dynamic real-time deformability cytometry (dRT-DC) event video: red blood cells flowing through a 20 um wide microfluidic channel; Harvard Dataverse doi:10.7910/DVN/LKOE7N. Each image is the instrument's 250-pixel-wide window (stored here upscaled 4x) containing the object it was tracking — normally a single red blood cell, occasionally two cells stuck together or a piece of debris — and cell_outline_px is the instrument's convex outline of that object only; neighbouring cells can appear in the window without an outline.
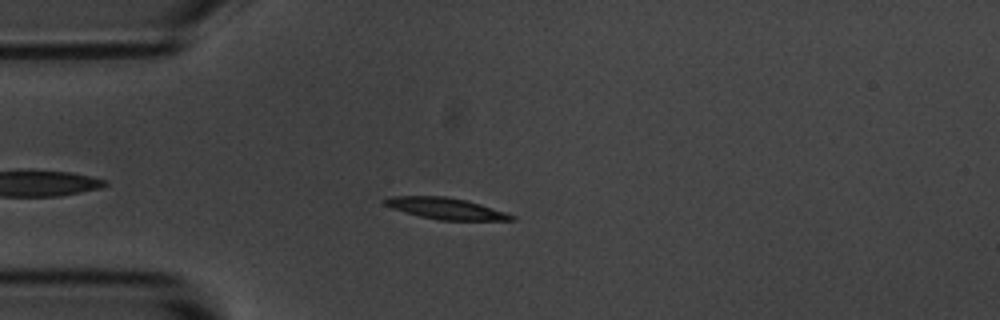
{"species": "common noctule bat (a hibernating species)", "species_latin": "Nyctalus noctula", "temperature_condition": "room temperature", "stored_images_in_passage": 5, "camera_frame_rate_fps": 3000, "um_per_image_px": 0.085, "animal": {"sex": "male", "body_mass_g": 20.1, "forearm_length_mm": 53.5}, "frame": {"image": 1, "passage_image": 5, "time_ms": 4.333, "image_size_px": [1000, 320], "cell_outline_px": [[516, 220], [440, 220], [420, 216], [404, 212], [392, 208], [384, 204], [384, 200], [392, 196], [444, 196], [464, 200], [480, 204], [516, 216]], "centroid_in_image_um": [37.89, 17.72], "position_along_channel_um": 47.1, "area_um2": 15.49}}